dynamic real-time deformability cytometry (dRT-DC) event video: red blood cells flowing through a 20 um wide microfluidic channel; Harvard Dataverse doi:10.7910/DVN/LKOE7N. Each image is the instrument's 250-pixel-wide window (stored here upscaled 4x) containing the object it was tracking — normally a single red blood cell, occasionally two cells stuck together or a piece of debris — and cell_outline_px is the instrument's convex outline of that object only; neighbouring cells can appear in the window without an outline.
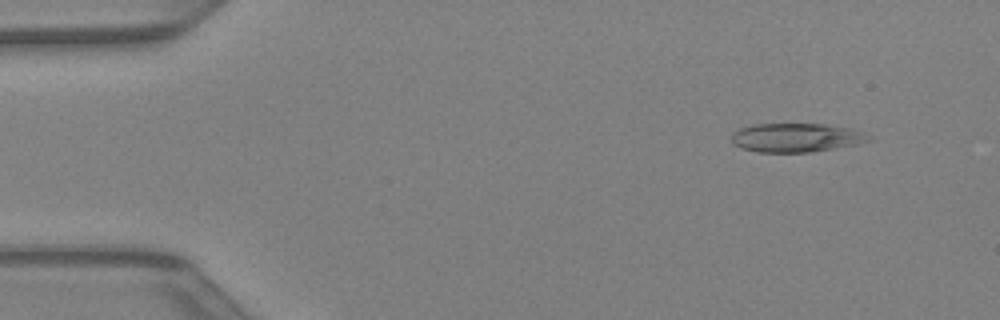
{"species": "Egyptian fruit bat (a non-hibernating species)", "species_latin": "Rousettus aegyptiacus", "temperature_condition": "warm", "stored_images_in_passage": 43, "camera_frame_rate_fps": 3000, "um_per_image_px": 0.085, "animal": {"sex": "female"}, "frame": {"image": 1, "passage_image": 5, "time_ms": 1.333, "image_size_px": [1000, 320], "cell_outline_px": [[872, 140], [856, 144], [808, 152], [756, 152], [732, 144], [732, 132], [740, 128], [752, 124], [824, 124], [848, 128], [872, 136]], "centroid_in_image_um": [67.63, 11.69], "position_along_channel_um": 17.4, "area_um2": 22.83}}
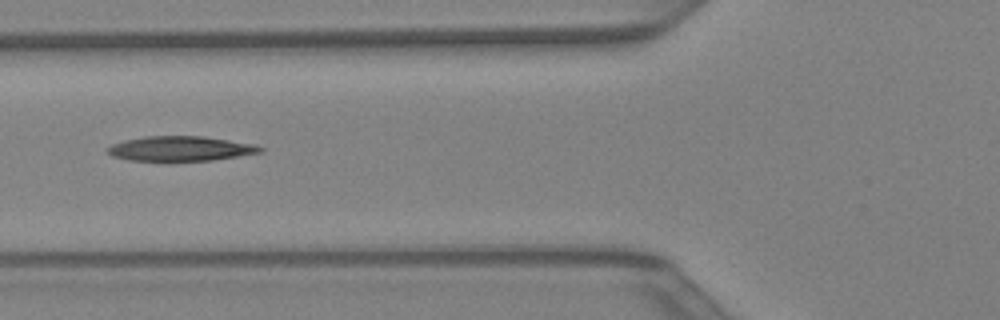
{"frame": {"image": 2, "passage_image": 17, "time_ms": 5.333, "image_size_px": [1000, 320], "cell_outline_px": [[264, 148], [260, 152], [212, 160], [128, 160], [112, 156], [108, 152], [108, 148], [112, 144], [124, 140], [144, 136], [200, 136], [256, 144]], "centroid_in_image_um": [15.32, 12.62], "position_along_channel_um": 110.5, "area_um2": 21.68}}
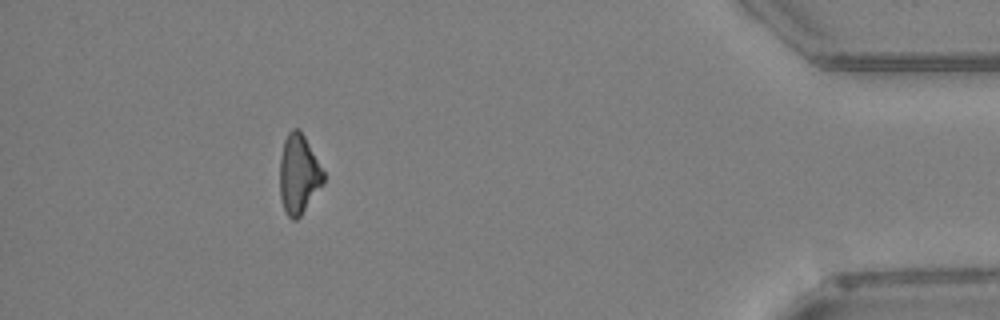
{"frame": {"image": 3, "passage_image": 39, "time_ms": 12.667, "image_size_px": [1000, 320], "cell_outline_px": [[324, 184], [300, 216], [296, 220], [292, 220], [284, 212], [280, 196], [280, 156], [284, 140], [288, 132], [292, 128], [300, 128], [324, 172]], "centroid_in_image_um": [25.38, 14.81], "position_along_channel_um": 409.8, "area_um2": 20.35}}